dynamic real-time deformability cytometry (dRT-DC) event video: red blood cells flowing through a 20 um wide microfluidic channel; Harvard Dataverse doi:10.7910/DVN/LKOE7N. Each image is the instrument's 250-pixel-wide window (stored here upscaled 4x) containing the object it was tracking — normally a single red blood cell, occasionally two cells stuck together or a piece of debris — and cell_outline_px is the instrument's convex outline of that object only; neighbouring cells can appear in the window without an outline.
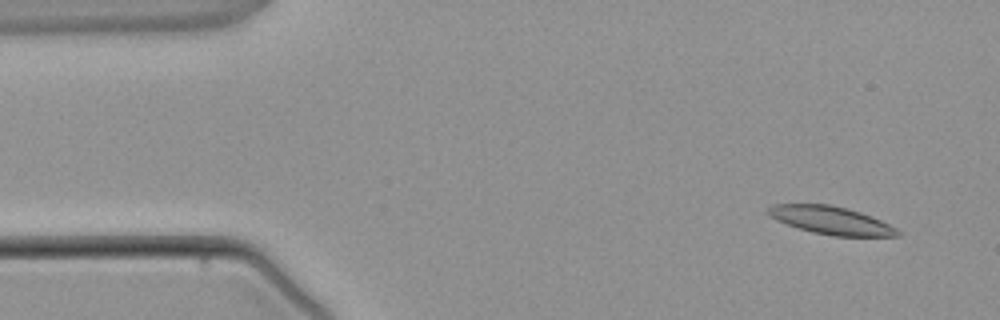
{"species": "common noctule bat (a hibernating species)", "species_latin": "Nyctalus noctula", "temperature_condition": "warm", "stored_images_in_passage": 3, "camera_frame_rate_fps": 3000, "um_per_image_px": 0.085, "animal": {"sex": "male", "body_mass_g": 21.5, "forearm_length_mm": 52.0}, "frame": {"image": 1, "passage_image": 1, "time_ms": 0.0, "image_size_px": [1000, 320], "cell_outline_px": [[900, 236], [832, 236], [812, 232], [776, 220], [768, 216], [764, 212], [772, 204], [832, 204], [848, 208], [872, 216], [896, 228], [900, 232]], "centroid_in_image_um": [70.61, 18.72], "position_along_channel_um": 14.4, "area_um2": 21.15}}